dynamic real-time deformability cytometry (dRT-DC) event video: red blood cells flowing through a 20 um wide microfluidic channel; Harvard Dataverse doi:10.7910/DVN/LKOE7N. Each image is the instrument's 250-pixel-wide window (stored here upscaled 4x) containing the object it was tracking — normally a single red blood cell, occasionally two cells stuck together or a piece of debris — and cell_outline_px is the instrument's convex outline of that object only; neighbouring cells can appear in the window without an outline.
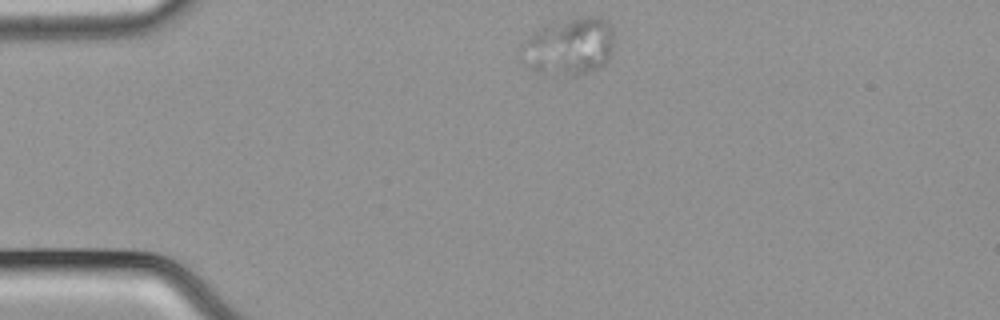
{"species": "common noctule bat (a hibernating species)", "species_latin": "Nyctalus noctula", "temperature_condition": "cold", "stored_images_in_passage": 43, "camera_frame_rate_fps": 3000, "um_per_image_px": 0.085, "animal": {"sex": "male", "body_mass_g": 21.5, "forearm_length_mm": 52.0}, "frame": {"image": 1, "passage_image": 1, "time_ms": 0.0, "image_size_px": [1000, 320], "cell_outline_px": [[612, 56], [604, 64], [596, 68], [576, 76], [572, 76], [536, 72], [524, 64], [520, 48], [520, 44], [528, 36], [544, 28], [556, 24], [588, 16], [596, 16], [612, 24]], "centroid_in_image_um": [48.38, 3.99], "position_along_channel_um": 36.6, "area_um2": 30.52}}
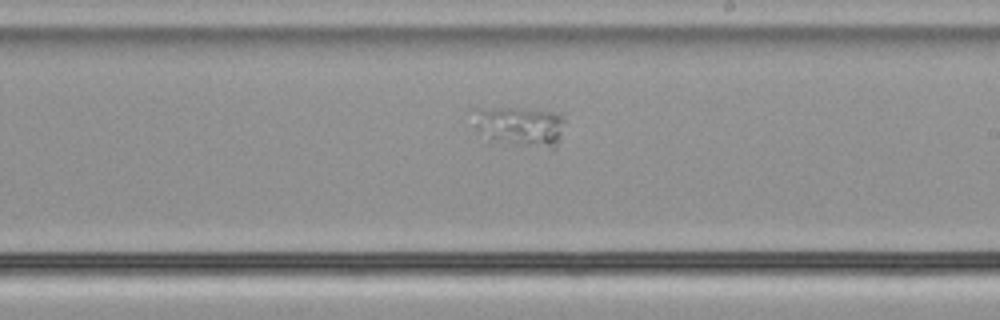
{"frame": {"image": 2, "passage_image": 21, "time_ms": 6.667, "image_size_px": [1000, 320], "cell_outline_px": [[564, 120], [556, 144], [552, 148], [492, 136], [476, 128], [468, 108], [540, 108], [564, 116]], "centroid_in_image_um": [44.19, 10.58], "position_along_channel_um": 244.8, "area_um2": 19.88}}
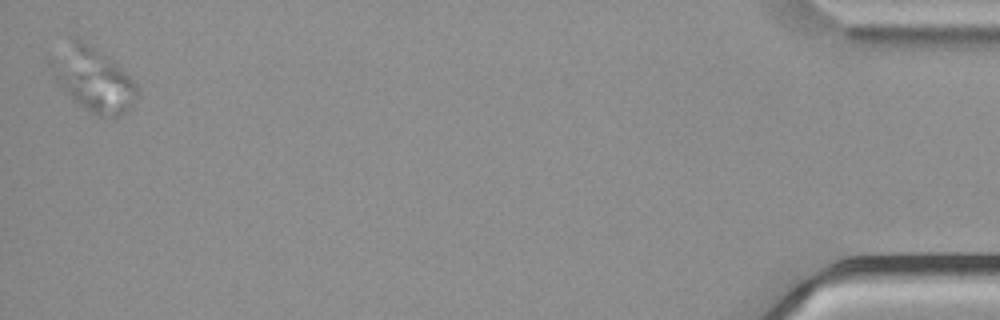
{"frame": {"image": 3, "passage_image": 43, "time_ms": 14.0, "image_size_px": [1000, 320], "cell_outline_px": [[140, 92], [128, 108], [120, 116], [100, 116], [92, 112], [72, 100], [64, 92], [52, 76], [44, 52], [72, 40], [80, 40], [104, 52], [140, 88]], "centroid_in_image_um": [7.79, 6.67], "position_along_channel_um": 427.4, "area_um2": 32.54}, "authors_computed_cell_mechanics": {"area_um2": 27.3972, "velocity_mm_per_s": 3.7269, "shape_relaxation_time_tau1_ms": 2.4343, "shape_relaxation_time_tau2_ms": null, "deformation_change_tau1": null, "deformation_change_tau2": null}}